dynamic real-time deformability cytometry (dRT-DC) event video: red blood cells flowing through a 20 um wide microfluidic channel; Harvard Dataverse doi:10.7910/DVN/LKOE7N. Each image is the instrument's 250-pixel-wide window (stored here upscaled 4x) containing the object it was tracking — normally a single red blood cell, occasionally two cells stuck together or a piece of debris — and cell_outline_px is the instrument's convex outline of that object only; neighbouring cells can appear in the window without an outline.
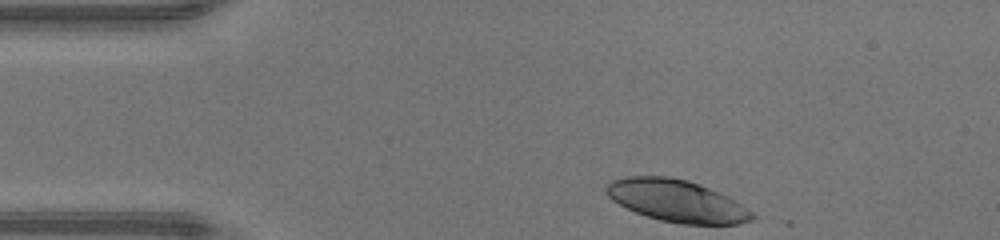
{"species": "human", "species_latin": "Homo sapiens", "temperature_condition": "warm", "stored_images_in_passage": 32, "camera_frame_rate_fps": 3000, "um_per_image_px": 0.085, "donor": {"sex": "male"}, "frame": {"image": 1, "passage_image": 1, "time_ms": 0.0, "image_size_px": [1000, 240], "cell_outline_px": [[756, 220], [740, 224], [680, 224], [660, 220], [636, 212], [612, 200], [604, 192], [604, 188], [612, 180], [628, 176], [668, 176], [688, 180], [720, 192], [728, 196], [752, 212], [756, 216]], "centroid_in_image_um": [57.54, 17.07], "position_along_channel_um": 27.5, "area_um2": 35.78}}
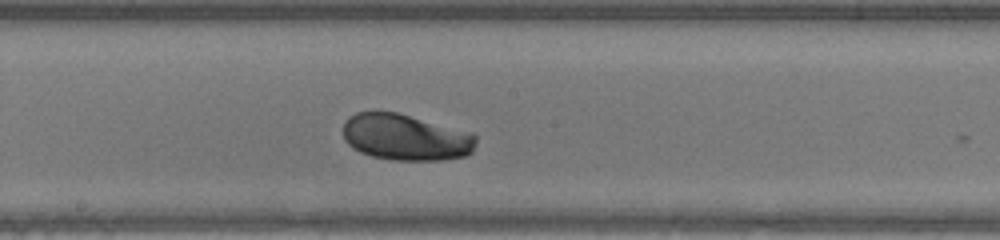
{"frame": {"image": 2, "passage_image": 18, "time_ms": 5.667, "image_size_px": [1000, 240], "cell_outline_px": [[476, 144], [472, 152], [464, 156], [444, 160], [392, 160], [372, 156], [360, 152], [352, 148], [344, 140], [344, 120], [348, 116], [356, 112], [396, 112], [472, 132], [476, 136]], "centroid_in_image_um": [34.48, 11.67], "position_along_channel_um": 213.7, "area_um2": 36.07}}
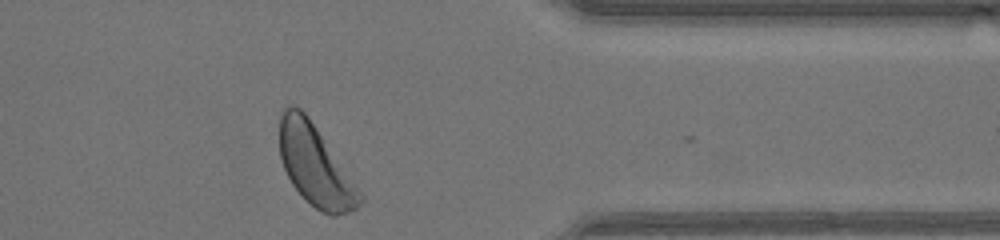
{"frame": {"image": 3, "passage_image": 31, "time_ms": 10.0, "image_size_px": [1000, 240], "cell_outline_px": [[364, 200], [356, 208], [348, 212], [336, 216], [332, 216], [316, 208], [292, 184], [284, 168], [280, 156], [280, 116], [284, 108], [292, 104], [300, 108], [304, 112], [356, 184], [364, 196]], "centroid_in_image_um": [26.8, 14.08], "position_along_channel_um": 384.6, "area_um2": 36.82}, "authors_computed_cell_mechanics": {"area_um2": 35.9516, "velocity_mm_per_s": 4.3595, "shape_relaxation_time_tau1_ms": 1.9239, "shape_relaxation_time_tau2_ms": null, "deformation_change_tau1": 0.1384, "deformation_change_tau2": null}}